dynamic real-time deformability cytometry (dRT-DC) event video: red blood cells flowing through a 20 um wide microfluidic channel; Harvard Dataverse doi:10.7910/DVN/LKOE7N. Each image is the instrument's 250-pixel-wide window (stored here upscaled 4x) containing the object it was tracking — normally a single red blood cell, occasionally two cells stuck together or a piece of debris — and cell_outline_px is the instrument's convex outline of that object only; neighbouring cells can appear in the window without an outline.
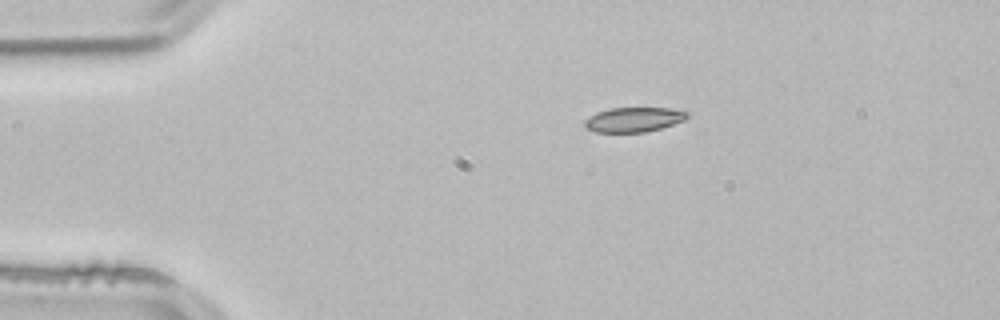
{"species": "common noctule bat (a hibernating species)", "species_latin": "Nyctalus noctula", "temperature_condition": "room temperature", "stored_images_in_passage": 2, "camera_frame_rate_fps": 3000, "um_per_image_px": 0.085, "animal": {"sex": "male", "body_mass_g": 21.5, "forearm_length_mm": 52.0}, "frame": {"image": 1, "passage_image": 1, "time_ms": 0.0, "image_size_px": [1000, 320], "cell_outline_px": [[688, 116], [684, 120], [660, 128], [644, 132], [596, 132], [584, 128], [584, 120], [596, 112], [608, 108], [672, 108], [688, 112]], "centroid_in_image_um": [53.82, 10.16], "position_along_channel_um": 31.2, "area_um2": 14.74}}